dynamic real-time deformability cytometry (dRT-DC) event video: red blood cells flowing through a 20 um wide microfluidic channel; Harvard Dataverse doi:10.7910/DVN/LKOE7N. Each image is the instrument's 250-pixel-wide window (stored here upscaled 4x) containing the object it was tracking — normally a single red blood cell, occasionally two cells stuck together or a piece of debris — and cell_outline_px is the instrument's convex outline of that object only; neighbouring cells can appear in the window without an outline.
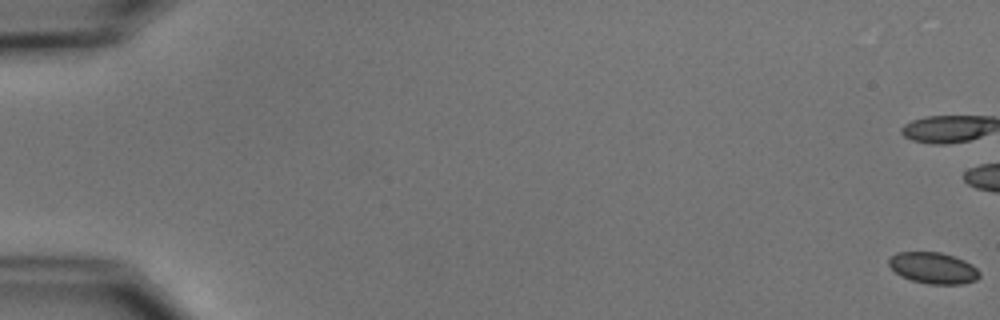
{"species": "common noctule bat (a hibernating species)", "species_latin": "Nyctalus noctula", "temperature_condition": "cold", "stored_images_in_passage": 6, "camera_frame_rate_fps": 3000, "um_per_image_px": 0.085, "animal": {"sex": "male", "body_mass_g": 15.6}, "frame": {"image": 1, "passage_image": 1, "time_ms": 0.0, "image_size_px": [1000, 320], "cell_outline_px": [[980, 276], [976, 280], [964, 284], [928, 284], [912, 280], [900, 276], [888, 264], [888, 260], [896, 252], [940, 252], [964, 260], [972, 264], [980, 272]], "centroid_in_image_um": [79.34, 22.78], "position_along_channel_um": 5.7, "area_um2": 16.53}}